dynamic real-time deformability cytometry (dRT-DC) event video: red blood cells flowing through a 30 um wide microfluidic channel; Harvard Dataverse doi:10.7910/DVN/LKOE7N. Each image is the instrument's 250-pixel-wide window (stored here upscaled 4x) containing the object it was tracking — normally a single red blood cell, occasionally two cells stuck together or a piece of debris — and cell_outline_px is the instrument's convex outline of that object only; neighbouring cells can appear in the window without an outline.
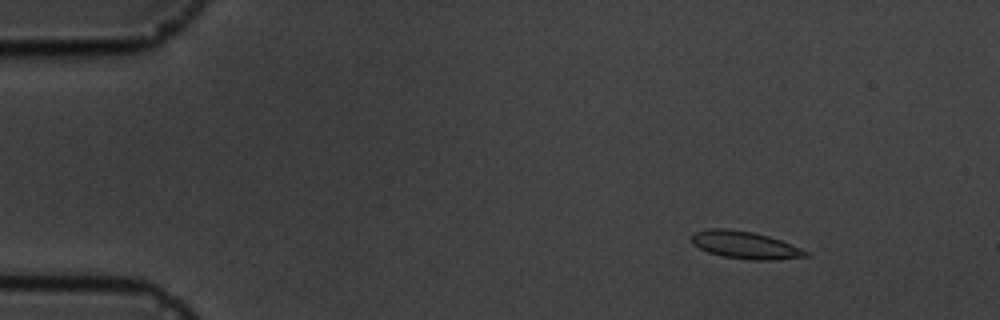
{"species": "common noctule bat (a hibernating species)", "species_latin": "Nyctalus noctula", "temperature_condition": "cold", "stored_images_in_passage": 5, "camera_frame_rate_fps": 3000, "um_per_image_px": 0.085, "animal": {"sex": "male", "body_mass_g": 19.5, "forearm_length_mm": 54.6}, "frame": {"image": 1, "passage_image": 2, "time_ms": 1.0, "image_size_px": [1000, 320], "cell_outline_px": [[808, 256], [772, 260], [748, 260], [720, 256], [708, 252], [692, 244], [688, 236], [692, 232], [708, 228], [724, 228], [752, 232], [768, 236], [780, 240], [800, 248], [808, 252]], "centroid_in_image_um": [63.23, 20.82], "position_along_channel_um": 21.8, "area_um2": 18.38}}
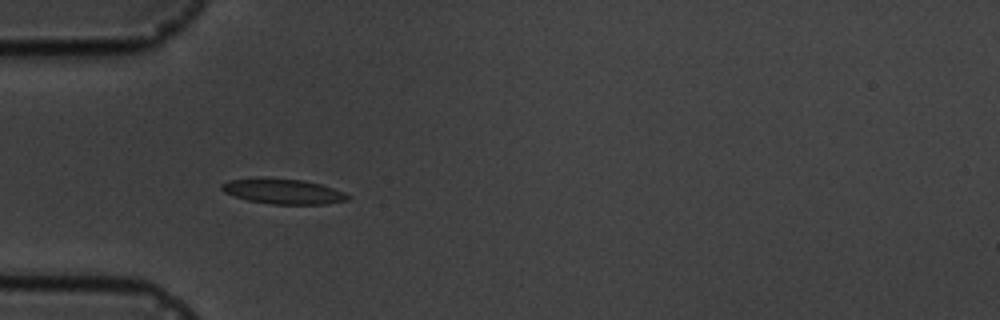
{"frame": {"image": 2, "passage_image": 4, "time_ms": 4.333, "image_size_px": [1000, 320], "cell_outline_px": [[352, 196], [348, 200], [324, 204], [272, 204], [248, 200], [224, 192], [220, 188], [220, 184], [228, 180], [260, 176], [304, 180], [320, 184], [344, 192]], "centroid_in_image_um": [24.03, 16.24], "position_along_channel_um": 61.0, "area_um2": 18.79}}
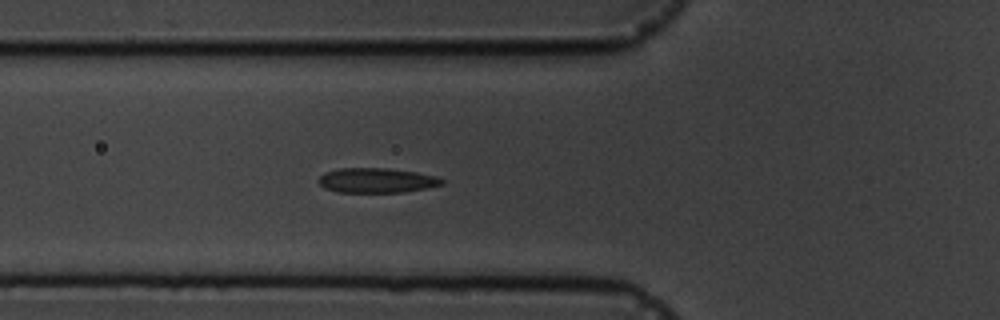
{"frame": {"image": 3, "passage_image": 5, "time_ms": 5.333, "image_size_px": [1000, 320], "cell_outline_px": [[444, 184], [404, 192], [336, 192], [324, 188], [316, 180], [324, 172], [340, 168], [388, 168], [416, 172], [436, 176], [444, 180]], "centroid_in_image_um": [31.98, 15.33], "position_along_channel_um": 93.8, "area_um2": 17.86}}